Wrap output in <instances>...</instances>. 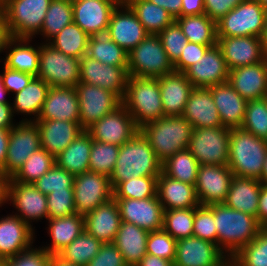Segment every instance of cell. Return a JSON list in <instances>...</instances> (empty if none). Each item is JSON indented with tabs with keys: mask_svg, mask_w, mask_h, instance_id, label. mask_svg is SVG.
I'll list each match as a JSON object with an SVG mask.
<instances>
[{
	"mask_svg": "<svg viewBox=\"0 0 267 266\" xmlns=\"http://www.w3.org/2000/svg\"><path fill=\"white\" fill-rule=\"evenodd\" d=\"M213 214L217 229V246L229 259L263 229L257 217L234 210L224 203L213 204Z\"/></svg>",
	"mask_w": 267,
	"mask_h": 266,
	"instance_id": "6da1fadb",
	"label": "cell"
},
{
	"mask_svg": "<svg viewBox=\"0 0 267 266\" xmlns=\"http://www.w3.org/2000/svg\"><path fill=\"white\" fill-rule=\"evenodd\" d=\"M162 163L157 159L147 138L139 130L120 146L116 165L110 175L114 189L120 182L142 176H159Z\"/></svg>",
	"mask_w": 267,
	"mask_h": 266,
	"instance_id": "7a4b0ae2",
	"label": "cell"
},
{
	"mask_svg": "<svg viewBox=\"0 0 267 266\" xmlns=\"http://www.w3.org/2000/svg\"><path fill=\"white\" fill-rule=\"evenodd\" d=\"M193 129L183 116H164L139 128L161 163L188 148Z\"/></svg>",
	"mask_w": 267,
	"mask_h": 266,
	"instance_id": "3957f363",
	"label": "cell"
},
{
	"mask_svg": "<svg viewBox=\"0 0 267 266\" xmlns=\"http://www.w3.org/2000/svg\"><path fill=\"white\" fill-rule=\"evenodd\" d=\"M267 155V140L241 128H232L228 166L236 177L261 179Z\"/></svg>",
	"mask_w": 267,
	"mask_h": 266,
	"instance_id": "277c9868",
	"label": "cell"
},
{
	"mask_svg": "<svg viewBox=\"0 0 267 266\" xmlns=\"http://www.w3.org/2000/svg\"><path fill=\"white\" fill-rule=\"evenodd\" d=\"M122 105L138 128L164 117L158 78L129 76Z\"/></svg>",
	"mask_w": 267,
	"mask_h": 266,
	"instance_id": "5b68a950",
	"label": "cell"
},
{
	"mask_svg": "<svg viewBox=\"0 0 267 266\" xmlns=\"http://www.w3.org/2000/svg\"><path fill=\"white\" fill-rule=\"evenodd\" d=\"M174 71L157 34H149L128 53L129 76L158 78Z\"/></svg>",
	"mask_w": 267,
	"mask_h": 266,
	"instance_id": "8992f818",
	"label": "cell"
},
{
	"mask_svg": "<svg viewBox=\"0 0 267 266\" xmlns=\"http://www.w3.org/2000/svg\"><path fill=\"white\" fill-rule=\"evenodd\" d=\"M51 1L3 0L10 36L33 39V35L41 31Z\"/></svg>",
	"mask_w": 267,
	"mask_h": 266,
	"instance_id": "52a82bcc",
	"label": "cell"
},
{
	"mask_svg": "<svg viewBox=\"0 0 267 266\" xmlns=\"http://www.w3.org/2000/svg\"><path fill=\"white\" fill-rule=\"evenodd\" d=\"M267 10L256 0H244L217 23V38L236 36L262 37Z\"/></svg>",
	"mask_w": 267,
	"mask_h": 266,
	"instance_id": "ba28073f",
	"label": "cell"
},
{
	"mask_svg": "<svg viewBox=\"0 0 267 266\" xmlns=\"http://www.w3.org/2000/svg\"><path fill=\"white\" fill-rule=\"evenodd\" d=\"M39 79L50 87H76L80 81V59L65 55L49 43L39 46Z\"/></svg>",
	"mask_w": 267,
	"mask_h": 266,
	"instance_id": "9c48e42d",
	"label": "cell"
},
{
	"mask_svg": "<svg viewBox=\"0 0 267 266\" xmlns=\"http://www.w3.org/2000/svg\"><path fill=\"white\" fill-rule=\"evenodd\" d=\"M231 129L194 128L188 150L200 165H228Z\"/></svg>",
	"mask_w": 267,
	"mask_h": 266,
	"instance_id": "30bf717a",
	"label": "cell"
},
{
	"mask_svg": "<svg viewBox=\"0 0 267 266\" xmlns=\"http://www.w3.org/2000/svg\"><path fill=\"white\" fill-rule=\"evenodd\" d=\"M75 90L80 107V125L84 130L122 105L117 94L99 86L79 82Z\"/></svg>",
	"mask_w": 267,
	"mask_h": 266,
	"instance_id": "8fae6325",
	"label": "cell"
},
{
	"mask_svg": "<svg viewBox=\"0 0 267 266\" xmlns=\"http://www.w3.org/2000/svg\"><path fill=\"white\" fill-rule=\"evenodd\" d=\"M73 194L76 213L85 216L113 198L109 176L87 171L74 176Z\"/></svg>",
	"mask_w": 267,
	"mask_h": 266,
	"instance_id": "7c38bea8",
	"label": "cell"
},
{
	"mask_svg": "<svg viewBox=\"0 0 267 266\" xmlns=\"http://www.w3.org/2000/svg\"><path fill=\"white\" fill-rule=\"evenodd\" d=\"M41 148L40 132L34 121H21L10 129L4 174L11 178L27 158Z\"/></svg>",
	"mask_w": 267,
	"mask_h": 266,
	"instance_id": "4fadbf2b",
	"label": "cell"
},
{
	"mask_svg": "<svg viewBox=\"0 0 267 266\" xmlns=\"http://www.w3.org/2000/svg\"><path fill=\"white\" fill-rule=\"evenodd\" d=\"M129 79L128 66H111L84 55L80 58V81L99 86L124 98Z\"/></svg>",
	"mask_w": 267,
	"mask_h": 266,
	"instance_id": "5bb4252c",
	"label": "cell"
},
{
	"mask_svg": "<svg viewBox=\"0 0 267 266\" xmlns=\"http://www.w3.org/2000/svg\"><path fill=\"white\" fill-rule=\"evenodd\" d=\"M233 177L228 165H200L195 184L199 204L209 206L224 203Z\"/></svg>",
	"mask_w": 267,
	"mask_h": 266,
	"instance_id": "9a60e30c",
	"label": "cell"
},
{
	"mask_svg": "<svg viewBox=\"0 0 267 266\" xmlns=\"http://www.w3.org/2000/svg\"><path fill=\"white\" fill-rule=\"evenodd\" d=\"M92 140L121 146L138 131L133 117L121 105L115 111L103 116L86 130Z\"/></svg>",
	"mask_w": 267,
	"mask_h": 266,
	"instance_id": "2e32d148",
	"label": "cell"
},
{
	"mask_svg": "<svg viewBox=\"0 0 267 266\" xmlns=\"http://www.w3.org/2000/svg\"><path fill=\"white\" fill-rule=\"evenodd\" d=\"M229 260L212 242L195 236L177 241L174 266H223Z\"/></svg>",
	"mask_w": 267,
	"mask_h": 266,
	"instance_id": "e0dca14e",
	"label": "cell"
},
{
	"mask_svg": "<svg viewBox=\"0 0 267 266\" xmlns=\"http://www.w3.org/2000/svg\"><path fill=\"white\" fill-rule=\"evenodd\" d=\"M121 216L126 221L152 232L163 228L164 209L155 197L146 199L115 198Z\"/></svg>",
	"mask_w": 267,
	"mask_h": 266,
	"instance_id": "ac0fdd59",
	"label": "cell"
},
{
	"mask_svg": "<svg viewBox=\"0 0 267 266\" xmlns=\"http://www.w3.org/2000/svg\"><path fill=\"white\" fill-rule=\"evenodd\" d=\"M223 58L229 70L264 61L262 39L256 36H236L217 38Z\"/></svg>",
	"mask_w": 267,
	"mask_h": 266,
	"instance_id": "d6986e66",
	"label": "cell"
},
{
	"mask_svg": "<svg viewBox=\"0 0 267 266\" xmlns=\"http://www.w3.org/2000/svg\"><path fill=\"white\" fill-rule=\"evenodd\" d=\"M229 69L218 45L210 47L196 64L185 72L195 88H210L228 81Z\"/></svg>",
	"mask_w": 267,
	"mask_h": 266,
	"instance_id": "ffe728a7",
	"label": "cell"
},
{
	"mask_svg": "<svg viewBox=\"0 0 267 266\" xmlns=\"http://www.w3.org/2000/svg\"><path fill=\"white\" fill-rule=\"evenodd\" d=\"M7 201L20 211V215L15 213V216L30 226L29 220L48 219L47 196L31 183L15 182L10 178Z\"/></svg>",
	"mask_w": 267,
	"mask_h": 266,
	"instance_id": "44dd1931",
	"label": "cell"
},
{
	"mask_svg": "<svg viewBox=\"0 0 267 266\" xmlns=\"http://www.w3.org/2000/svg\"><path fill=\"white\" fill-rule=\"evenodd\" d=\"M121 0H72L73 22L91 36L109 26L111 15Z\"/></svg>",
	"mask_w": 267,
	"mask_h": 266,
	"instance_id": "7402d4cb",
	"label": "cell"
},
{
	"mask_svg": "<svg viewBox=\"0 0 267 266\" xmlns=\"http://www.w3.org/2000/svg\"><path fill=\"white\" fill-rule=\"evenodd\" d=\"M108 29L112 41L128 53L149 35L136 14L123 1L113 11Z\"/></svg>",
	"mask_w": 267,
	"mask_h": 266,
	"instance_id": "603a6c76",
	"label": "cell"
},
{
	"mask_svg": "<svg viewBox=\"0 0 267 266\" xmlns=\"http://www.w3.org/2000/svg\"><path fill=\"white\" fill-rule=\"evenodd\" d=\"M228 83L247 101L267 97V58L230 70Z\"/></svg>",
	"mask_w": 267,
	"mask_h": 266,
	"instance_id": "cb8c5ba5",
	"label": "cell"
},
{
	"mask_svg": "<svg viewBox=\"0 0 267 266\" xmlns=\"http://www.w3.org/2000/svg\"><path fill=\"white\" fill-rule=\"evenodd\" d=\"M37 120L80 123V107L75 87H50Z\"/></svg>",
	"mask_w": 267,
	"mask_h": 266,
	"instance_id": "d4e9b609",
	"label": "cell"
},
{
	"mask_svg": "<svg viewBox=\"0 0 267 266\" xmlns=\"http://www.w3.org/2000/svg\"><path fill=\"white\" fill-rule=\"evenodd\" d=\"M120 224V211L114 197L84 216L85 231L102 243L114 242Z\"/></svg>",
	"mask_w": 267,
	"mask_h": 266,
	"instance_id": "484cf974",
	"label": "cell"
},
{
	"mask_svg": "<svg viewBox=\"0 0 267 266\" xmlns=\"http://www.w3.org/2000/svg\"><path fill=\"white\" fill-rule=\"evenodd\" d=\"M34 122L40 132L41 148L54 157L85 131L78 122L62 120H35Z\"/></svg>",
	"mask_w": 267,
	"mask_h": 266,
	"instance_id": "4316f807",
	"label": "cell"
},
{
	"mask_svg": "<svg viewBox=\"0 0 267 266\" xmlns=\"http://www.w3.org/2000/svg\"><path fill=\"white\" fill-rule=\"evenodd\" d=\"M32 226L21 218L10 215L0 219V260H5L31 247L34 239Z\"/></svg>",
	"mask_w": 267,
	"mask_h": 266,
	"instance_id": "83f0119b",
	"label": "cell"
},
{
	"mask_svg": "<svg viewBox=\"0 0 267 266\" xmlns=\"http://www.w3.org/2000/svg\"><path fill=\"white\" fill-rule=\"evenodd\" d=\"M221 123L226 128H240L248 101L245 100L229 83L224 82L209 88Z\"/></svg>",
	"mask_w": 267,
	"mask_h": 266,
	"instance_id": "f1b7e54d",
	"label": "cell"
},
{
	"mask_svg": "<svg viewBox=\"0 0 267 266\" xmlns=\"http://www.w3.org/2000/svg\"><path fill=\"white\" fill-rule=\"evenodd\" d=\"M182 116L193 128L223 126L209 88H193Z\"/></svg>",
	"mask_w": 267,
	"mask_h": 266,
	"instance_id": "f546056e",
	"label": "cell"
},
{
	"mask_svg": "<svg viewBox=\"0 0 267 266\" xmlns=\"http://www.w3.org/2000/svg\"><path fill=\"white\" fill-rule=\"evenodd\" d=\"M158 81L164 116H182L193 85L178 71L158 77Z\"/></svg>",
	"mask_w": 267,
	"mask_h": 266,
	"instance_id": "4dcf8cb0",
	"label": "cell"
},
{
	"mask_svg": "<svg viewBox=\"0 0 267 266\" xmlns=\"http://www.w3.org/2000/svg\"><path fill=\"white\" fill-rule=\"evenodd\" d=\"M156 195L164 210L186 209L198 207L195 185H190L162 172L157 178Z\"/></svg>",
	"mask_w": 267,
	"mask_h": 266,
	"instance_id": "1f68e13d",
	"label": "cell"
},
{
	"mask_svg": "<svg viewBox=\"0 0 267 266\" xmlns=\"http://www.w3.org/2000/svg\"><path fill=\"white\" fill-rule=\"evenodd\" d=\"M262 184L256 178L234 176L224 204L257 217Z\"/></svg>",
	"mask_w": 267,
	"mask_h": 266,
	"instance_id": "d6a6232c",
	"label": "cell"
},
{
	"mask_svg": "<svg viewBox=\"0 0 267 266\" xmlns=\"http://www.w3.org/2000/svg\"><path fill=\"white\" fill-rule=\"evenodd\" d=\"M148 234V231L135 224L121 221L113 243L122 254L127 266H137L147 254Z\"/></svg>",
	"mask_w": 267,
	"mask_h": 266,
	"instance_id": "836d02e7",
	"label": "cell"
},
{
	"mask_svg": "<svg viewBox=\"0 0 267 266\" xmlns=\"http://www.w3.org/2000/svg\"><path fill=\"white\" fill-rule=\"evenodd\" d=\"M89 57L111 66H128V52L112 41L108 28L93 33L88 40Z\"/></svg>",
	"mask_w": 267,
	"mask_h": 266,
	"instance_id": "e575fe53",
	"label": "cell"
},
{
	"mask_svg": "<svg viewBox=\"0 0 267 266\" xmlns=\"http://www.w3.org/2000/svg\"><path fill=\"white\" fill-rule=\"evenodd\" d=\"M28 38H10L4 50H9L4 58V66L37 77L39 66V47L35 48L28 43ZM25 44V45H23ZM14 45V46H13ZM13 46V47H12Z\"/></svg>",
	"mask_w": 267,
	"mask_h": 266,
	"instance_id": "d590c367",
	"label": "cell"
},
{
	"mask_svg": "<svg viewBox=\"0 0 267 266\" xmlns=\"http://www.w3.org/2000/svg\"><path fill=\"white\" fill-rule=\"evenodd\" d=\"M91 148L92 137L85 130L55 157V162L59 167L74 176L85 173L89 171Z\"/></svg>",
	"mask_w": 267,
	"mask_h": 266,
	"instance_id": "8d00e7d4",
	"label": "cell"
},
{
	"mask_svg": "<svg viewBox=\"0 0 267 266\" xmlns=\"http://www.w3.org/2000/svg\"><path fill=\"white\" fill-rule=\"evenodd\" d=\"M47 220L49 221L48 231L52 242L50 246L43 248L51 255H57L85 230L84 216L77 213Z\"/></svg>",
	"mask_w": 267,
	"mask_h": 266,
	"instance_id": "74e56055",
	"label": "cell"
},
{
	"mask_svg": "<svg viewBox=\"0 0 267 266\" xmlns=\"http://www.w3.org/2000/svg\"><path fill=\"white\" fill-rule=\"evenodd\" d=\"M49 89L50 86L45 81L38 77H34L24 89L14 94L15 99L13 102L14 104H12L13 113L18 112L24 113L25 115H34L33 120H27L26 118L22 121L37 120Z\"/></svg>",
	"mask_w": 267,
	"mask_h": 266,
	"instance_id": "f35d334b",
	"label": "cell"
},
{
	"mask_svg": "<svg viewBox=\"0 0 267 266\" xmlns=\"http://www.w3.org/2000/svg\"><path fill=\"white\" fill-rule=\"evenodd\" d=\"M175 22L181 28L188 42L211 47L217 45L216 23L206 14L177 17Z\"/></svg>",
	"mask_w": 267,
	"mask_h": 266,
	"instance_id": "ab89813d",
	"label": "cell"
},
{
	"mask_svg": "<svg viewBox=\"0 0 267 266\" xmlns=\"http://www.w3.org/2000/svg\"><path fill=\"white\" fill-rule=\"evenodd\" d=\"M123 2L136 14L149 34H158L175 21L168 11L148 0H124Z\"/></svg>",
	"mask_w": 267,
	"mask_h": 266,
	"instance_id": "60d3db41",
	"label": "cell"
},
{
	"mask_svg": "<svg viewBox=\"0 0 267 266\" xmlns=\"http://www.w3.org/2000/svg\"><path fill=\"white\" fill-rule=\"evenodd\" d=\"M199 166V162L190 151L184 149L162 162L161 172L168 177L195 185Z\"/></svg>",
	"mask_w": 267,
	"mask_h": 266,
	"instance_id": "b9f144b4",
	"label": "cell"
},
{
	"mask_svg": "<svg viewBox=\"0 0 267 266\" xmlns=\"http://www.w3.org/2000/svg\"><path fill=\"white\" fill-rule=\"evenodd\" d=\"M102 242L85 230L57 255L64 261L77 266H86L102 246Z\"/></svg>",
	"mask_w": 267,
	"mask_h": 266,
	"instance_id": "7bdbcfd3",
	"label": "cell"
},
{
	"mask_svg": "<svg viewBox=\"0 0 267 266\" xmlns=\"http://www.w3.org/2000/svg\"><path fill=\"white\" fill-rule=\"evenodd\" d=\"M89 37L73 22L64 27L48 43L65 55L80 59L87 53Z\"/></svg>",
	"mask_w": 267,
	"mask_h": 266,
	"instance_id": "ee69618b",
	"label": "cell"
},
{
	"mask_svg": "<svg viewBox=\"0 0 267 266\" xmlns=\"http://www.w3.org/2000/svg\"><path fill=\"white\" fill-rule=\"evenodd\" d=\"M71 23H73L72 0H52L46 12L40 34L47 37L46 42L51 41L55 35Z\"/></svg>",
	"mask_w": 267,
	"mask_h": 266,
	"instance_id": "f6af8a7d",
	"label": "cell"
},
{
	"mask_svg": "<svg viewBox=\"0 0 267 266\" xmlns=\"http://www.w3.org/2000/svg\"><path fill=\"white\" fill-rule=\"evenodd\" d=\"M55 164V157L45 149L40 148L27 158L11 179L15 182L32 184L48 172Z\"/></svg>",
	"mask_w": 267,
	"mask_h": 266,
	"instance_id": "bcb514c9",
	"label": "cell"
},
{
	"mask_svg": "<svg viewBox=\"0 0 267 266\" xmlns=\"http://www.w3.org/2000/svg\"><path fill=\"white\" fill-rule=\"evenodd\" d=\"M194 208L164 210L163 230L176 241L193 236Z\"/></svg>",
	"mask_w": 267,
	"mask_h": 266,
	"instance_id": "7dc6e473",
	"label": "cell"
},
{
	"mask_svg": "<svg viewBox=\"0 0 267 266\" xmlns=\"http://www.w3.org/2000/svg\"><path fill=\"white\" fill-rule=\"evenodd\" d=\"M158 176H142L120 182L113 189L114 198L146 199L156 196Z\"/></svg>",
	"mask_w": 267,
	"mask_h": 266,
	"instance_id": "c3c4849f",
	"label": "cell"
},
{
	"mask_svg": "<svg viewBox=\"0 0 267 266\" xmlns=\"http://www.w3.org/2000/svg\"><path fill=\"white\" fill-rule=\"evenodd\" d=\"M236 266H267V228L230 259Z\"/></svg>",
	"mask_w": 267,
	"mask_h": 266,
	"instance_id": "681fc988",
	"label": "cell"
},
{
	"mask_svg": "<svg viewBox=\"0 0 267 266\" xmlns=\"http://www.w3.org/2000/svg\"><path fill=\"white\" fill-rule=\"evenodd\" d=\"M119 149L117 145L92 140L89 171L110 177L116 165Z\"/></svg>",
	"mask_w": 267,
	"mask_h": 266,
	"instance_id": "f907efd6",
	"label": "cell"
},
{
	"mask_svg": "<svg viewBox=\"0 0 267 266\" xmlns=\"http://www.w3.org/2000/svg\"><path fill=\"white\" fill-rule=\"evenodd\" d=\"M240 128L267 140V97L248 101Z\"/></svg>",
	"mask_w": 267,
	"mask_h": 266,
	"instance_id": "816d5d0a",
	"label": "cell"
},
{
	"mask_svg": "<svg viewBox=\"0 0 267 266\" xmlns=\"http://www.w3.org/2000/svg\"><path fill=\"white\" fill-rule=\"evenodd\" d=\"M74 175L55 164L48 172L32 183L41 193L73 189Z\"/></svg>",
	"mask_w": 267,
	"mask_h": 266,
	"instance_id": "f5cc1de1",
	"label": "cell"
},
{
	"mask_svg": "<svg viewBox=\"0 0 267 266\" xmlns=\"http://www.w3.org/2000/svg\"><path fill=\"white\" fill-rule=\"evenodd\" d=\"M193 236L217 245V229L214 221L213 204L194 208Z\"/></svg>",
	"mask_w": 267,
	"mask_h": 266,
	"instance_id": "db71d44e",
	"label": "cell"
},
{
	"mask_svg": "<svg viewBox=\"0 0 267 266\" xmlns=\"http://www.w3.org/2000/svg\"><path fill=\"white\" fill-rule=\"evenodd\" d=\"M176 244L177 241L165 230L152 231L147 237L146 252L174 263Z\"/></svg>",
	"mask_w": 267,
	"mask_h": 266,
	"instance_id": "11a10c76",
	"label": "cell"
},
{
	"mask_svg": "<svg viewBox=\"0 0 267 266\" xmlns=\"http://www.w3.org/2000/svg\"><path fill=\"white\" fill-rule=\"evenodd\" d=\"M157 35L167 56L174 64L180 58L188 39L175 21Z\"/></svg>",
	"mask_w": 267,
	"mask_h": 266,
	"instance_id": "9f6ffc18",
	"label": "cell"
},
{
	"mask_svg": "<svg viewBox=\"0 0 267 266\" xmlns=\"http://www.w3.org/2000/svg\"><path fill=\"white\" fill-rule=\"evenodd\" d=\"M48 219L76 213L73 189L53 191L47 195Z\"/></svg>",
	"mask_w": 267,
	"mask_h": 266,
	"instance_id": "6f0895ef",
	"label": "cell"
},
{
	"mask_svg": "<svg viewBox=\"0 0 267 266\" xmlns=\"http://www.w3.org/2000/svg\"><path fill=\"white\" fill-rule=\"evenodd\" d=\"M51 254L44 248L29 247L14 257L3 260V266H49Z\"/></svg>",
	"mask_w": 267,
	"mask_h": 266,
	"instance_id": "680465c9",
	"label": "cell"
},
{
	"mask_svg": "<svg viewBox=\"0 0 267 266\" xmlns=\"http://www.w3.org/2000/svg\"><path fill=\"white\" fill-rule=\"evenodd\" d=\"M86 266H127L114 243H103L98 254Z\"/></svg>",
	"mask_w": 267,
	"mask_h": 266,
	"instance_id": "91938a15",
	"label": "cell"
},
{
	"mask_svg": "<svg viewBox=\"0 0 267 266\" xmlns=\"http://www.w3.org/2000/svg\"><path fill=\"white\" fill-rule=\"evenodd\" d=\"M210 47L209 45L188 42L180 58L174 63L175 71L184 73L189 67L196 64Z\"/></svg>",
	"mask_w": 267,
	"mask_h": 266,
	"instance_id": "94428289",
	"label": "cell"
},
{
	"mask_svg": "<svg viewBox=\"0 0 267 266\" xmlns=\"http://www.w3.org/2000/svg\"><path fill=\"white\" fill-rule=\"evenodd\" d=\"M33 78L34 76L31 74L12 70L4 66L2 82L8 92H14L15 94L20 92Z\"/></svg>",
	"mask_w": 267,
	"mask_h": 266,
	"instance_id": "6125c7cd",
	"label": "cell"
},
{
	"mask_svg": "<svg viewBox=\"0 0 267 266\" xmlns=\"http://www.w3.org/2000/svg\"><path fill=\"white\" fill-rule=\"evenodd\" d=\"M244 0H204L205 14L217 23Z\"/></svg>",
	"mask_w": 267,
	"mask_h": 266,
	"instance_id": "be15d7a7",
	"label": "cell"
},
{
	"mask_svg": "<svg viewBox=\"0 0 267 266\" xmlns=\"http://www.w3.org/2000/svg\"><path fill=\"white\" fill-rule=\"evenodd\" d=\"M205 14L204 0H182L181 14L178 17Z\"/></svg>",
	"mask_w": 267,
	"mask_h": 266,
	"instance_id": "e7e4bbea",
	"label": "cell"
},
{
	"mask_svg": "<svg viewBox=\"0 0 267 266\" xmlns=\"http://www.w3.org/2000/svg\"><path fill=\"white\" fill-rule=\"evenodd\" d=\"M257 219L263 228H267V185L262 184Z\"/></svg>",
	"mask_w": 267,
	"mask_h": 266,
	"instance_id": "03108f58",
	"label": "cell"
},
{
	"mask_svg": "<svg viewBox=\"0 0 267 266\" xmlns=\"http://www.w3.org/2000/svg\"><path fill=\"white\" fill-rule=\"evenodd\" d=\"M13 108L10 103H0V128L11 129L13 124Z\"/></svg>",
	"mask_w": 267,
	"mask_h": 266,
	"instance_id": "003e7915",
	"label": "cell"
},
{
	"mask_svg": "<svg viewBox=\"0 0 267 266\" xmlns=\"http://www.w3.org/2000/svg\"><path fill=\"white\" fill-rule=\"evenodd\" d=\"M151 3L165 9L174 18L181 14L182 0H148Z\"/></svg>",
	"mask_w": 267,
	"mask_h": 266,
	"instance_id": "a7ac6f4b",
	"label": "cell"
},
{
	"mask_svg": "<svg viewBox=\"0 0 267 266\" xmlns=\"http://www.w3.org/2000/svg\"><path fill=\"white\" fill-rule=\"evenodd\" d=\"M9 138H10V129L0 128V171H2L3 173L7 157Z\"/></svg>",
	"mask_w": 267,
	"mask_h": 266,
	"instance_id": "89a4df30",
	"label": "cell"
},
{
	"mask_svg": "<svg viewBox=\"0 0 267 266\" xmlns=\"http://www.w3.org/2000/svg\"><path fill=\"white\" fill-rule=\"evenodd\" d=\"M11 38L6 21V13L4 7L0 8V53L5 49L7 41Z\"/></svg>",
	"mask_w": 267,
	"mask_h": 266,
	"instance_id": "2644e50d",
	"label": "cell"
},
{
	"mask_svg": "<svg viewBox=\"0 0 267 266\" xmlns=\"http://www.w3.org/2000/svg\"><path fill=\"white\" fill-rule=\"evenodd\" d=\"M137 266H174V263L152 254H146Z\"/></svg>",
	"mask_w": 267,
	"mask_h": 266,
	"instance_id": "8c879c8a",
	"label": "cell"
},
{
	"mask_svg": "<svg viewBox=\"0 0 267 266\" xmlns=\"http://www.w3.org/2000/svg\"><path fill=\"white\" fill-rule=\"evenodd\" d=\"M9 177L6 176L2 171H0V207L2 204L8 202L7 196H8V182Z\"/></svg>",
	"mask_w": 267,
	"mask_h": 266,
	"instance_id": "753ad0ef",
	"label": "cell"
},
{
	"mask_svg": "<svg viewBox=\"0 0 267 266\" xmlns=\"http://www.w3.org/2000/svg\"><path fill=\"white\" fill-rule=\"evenodd\" d=\"M49 266H77V265L64 261L58 255H52Z\"/></svg>",
	"mask_w": 267,
	"mask_h": 266,
	"instance_id": "34e18365",
	"label": "cell"
},
{
	"mask_svg": "<svg viewBox=\"0 0 267 266\" xmlns=\"http://www.w3.org/2000/svg\"><path fill=\"white\" fill-rule=\"evenodd\" d=\"M7 89L4 87L2 82V75L0 74V103H9L5 98L4 95L7 93Z\"/></svg>",
	"mask_w": 267,
	"mask_h": 266,
	"instance_id": "11e5206c",
	"label": "cell"
},
{
	"mask_svg": "<svg viewBox=\"0 0 267 266\" xmlns=\"http://www.w3.org/2000/svg\"><path fill=\"white\" fill-rule=\"evenodd\" d=\"M261 39H262V45H263L265 55L267 56V17H266V22H265V29H264Z\"/></svg>",
	"mask_w": 267,
	"mask_h": 266,
	"instance_id": "2a66077c",
	"label": "cell"
},
{
	"mask_svg": "<svg viewBox=\"0 0 267 266\" xmlns=\"http://www.w3.org/2000/svg\"><path fill=\"white\" fill-rule=\"evenodd\" d=\"M260 181L263 184L267 185V155H266V159H265V162H264V167H263V171H262V174H261Z\"/></svg>",
	"mask_w": 267,
	"mask_h": 266,
	"instance_id": "b9fcfbb0",
	"label": "cell"
},
{
	"mask_svg": "<svg viewBox=\"0 0 267 266\" xmlns=\"http://www.w3.org/2000/svg\"><path fill=\"white\" fill-rule=\"evenodd\" d=\"M263 8L267 10V0H256Z\"/></svg>",
	"mask_w": 267,
	"mask_h": 266,
	"instance_id": "09005b40",
	"label": "cell"
},
{
	"mask_svg": "<svg viewBox=\"0 0 267 266\" xmlns=\"http://www.w3.org/2000/svg\"><path fill=\"white\" fill-rule=\"evenodd\" d=\"M223 266H235V264L229 260L227 263H225Z\"/></svg>",
	"mask_w": 267,
	"mask_h": 266,
	"instance_id": "979ff035",
	"label": "cell"
},
{
	"mask_svg": "<svg viewBox=\"0 0 267 266\" xmlns=\"http://www.w3.org/2000/svg\"><path fill=\"white\" fill-rule=\"evenodd\" d=\"M3 7V0H0V8Z\"/></svg>",
	"mask_w": 267,
	"mask_h": 266,
	"instance_id": "deb4b68c",
	"label": "cell"
},
{
	"mask_svg": "<svg viewBox=\"0 0 267 266\" xmlns=\"http://www.w3.org/2000/svg\"><path fill=\"white\" fill-rule=\"evenodd\" d=\"M0 266H3V260H0Z\"/></svg>",
	"mask_w": 267,
	"mask_h": 266,
	"instance_id": "67dfc351",
	"label": "cell"
}]
</instances>
